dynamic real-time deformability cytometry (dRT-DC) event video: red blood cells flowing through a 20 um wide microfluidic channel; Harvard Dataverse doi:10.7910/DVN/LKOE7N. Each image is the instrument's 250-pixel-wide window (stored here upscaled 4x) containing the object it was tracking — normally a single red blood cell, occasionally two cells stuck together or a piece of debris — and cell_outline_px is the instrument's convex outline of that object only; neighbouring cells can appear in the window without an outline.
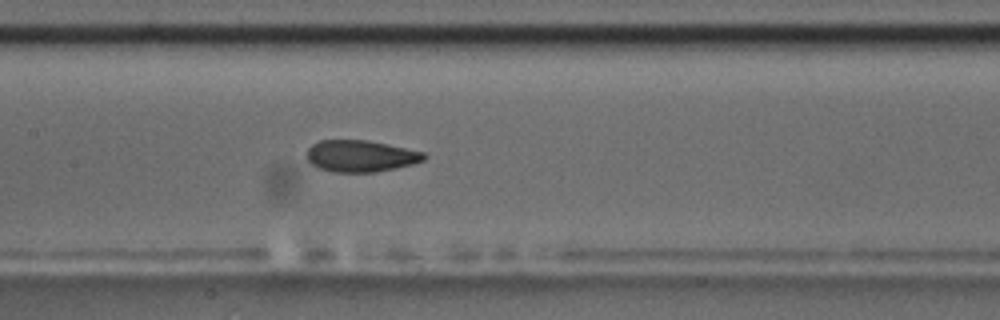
{"species": "common noctule bat (a hibernating species)", "species_latin": "Nyctalus noctula", "temperature_condition": "room temperature", "stored_images_in_passage": 7, "camera_frame_rate_fps": 3000, "um_per_image_px": 0.085, "animal": {"sex": "male", "body_mass_g": 17.5, "forearm_length_mm": 52.3}, "frame": {"image": 1, "passage_image": 7, "time_ms": 7.667, "image_size_px": [1000, 320], "cell_outline_px": [[428, 156], [424, 160], [412, 164], [376, 172], [332, 172], [320, 168], [312, 164], [308, 160], [308, 148], [312, 144], [320, 140], [368, 140], [388, 144], [424, 152]], "centroid_in_image_um": [30.67, 13.26], "position_along_channel_um": 176.7, "area_um2": 21.56}}